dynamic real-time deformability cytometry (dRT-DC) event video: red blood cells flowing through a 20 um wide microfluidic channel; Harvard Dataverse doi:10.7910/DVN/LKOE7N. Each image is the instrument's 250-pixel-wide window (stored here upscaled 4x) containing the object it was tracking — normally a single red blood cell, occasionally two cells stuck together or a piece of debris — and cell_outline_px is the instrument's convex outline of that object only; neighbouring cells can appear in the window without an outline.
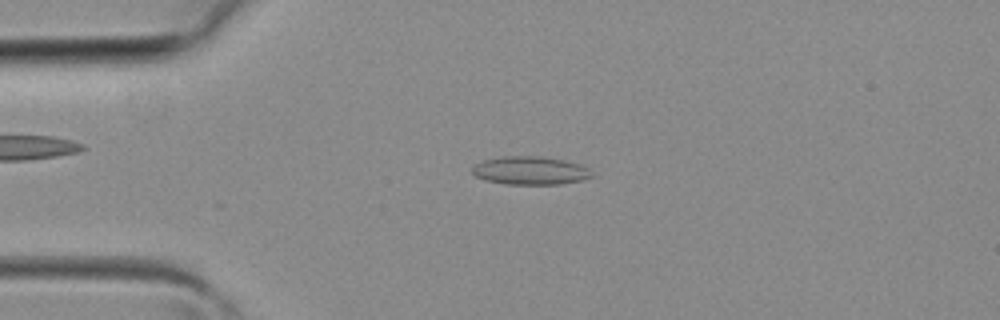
{"species": "common noctule bat (a hibernating species)", "species_latin": "Nyctalus noctula", "temperature_condition": "room temperature", "stored_images_in_passage": 9, "camera_frame_rate_fps": 3000, "um_per_image_px": 0.085, "animal": {"sex": "female", "body_mass_g": 19.3, "forearm_length_mm": 54.1}, "frame": {"image": 1, "passage_image": 4, "time_ms": 1.0, "image_size_px": [1000, 320], "cell_outline_px": [[596, 176], [584, 180], [560, 184], [504, 184], [484, 180], [476, 176], [472, 172], [472, 168], [476, 164], [484, 160], [500, 156], [544, 156], [564, 160], [580, 164], [588, 168]], "centroid_in_image_um": [45.11, 14.5], "position_along_channel_um": 39.9, "area_um2": 19.94}}
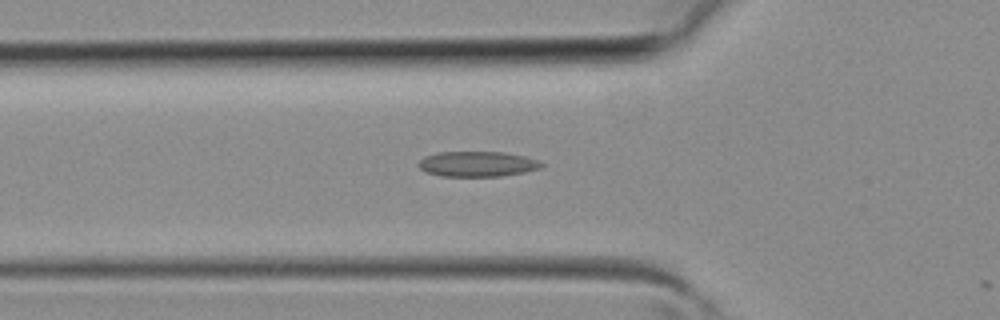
{"frame": {"image": 2, "passage_image": 8, "time_ms": 2.333, "image_size_px": [1000, 320], "cell_outline_px": [[544, 164], [540, 168], [524, 172], [500, 176], [440, 176], [428, 172], [420, 168], [416, 164], [424, 156], [440, 152], [504, 152], [524, 156], [540, 160]], "centroid_in_image_um": [40.58, 13.93], "position_along_channel_um": 85.2, "area_um2": 18.09}}